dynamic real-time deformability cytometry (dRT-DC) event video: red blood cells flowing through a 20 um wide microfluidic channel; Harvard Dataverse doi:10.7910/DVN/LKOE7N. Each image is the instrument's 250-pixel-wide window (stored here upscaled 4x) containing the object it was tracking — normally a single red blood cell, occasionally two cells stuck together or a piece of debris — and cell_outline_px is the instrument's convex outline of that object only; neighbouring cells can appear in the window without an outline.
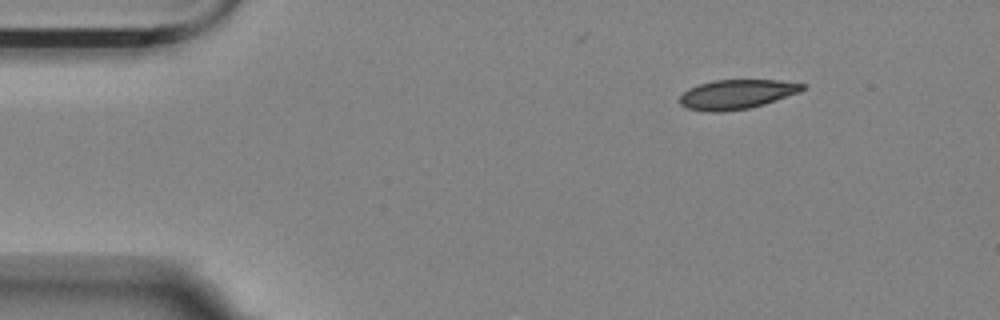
{"species": "Egyptian fruit bat (a non-hibernating species)", "species_latin": "Rousettus aegyptiacus", "temperature_condition": "room temperature", "stored_images_in_passage": 3, "camera_frame_rate_fps": 3000, "um_per_image_px": 0.085, "animal": {"sex": "female"}, "frame": {"image": 1, "passage_image": 1, "time_ms": 0.0, "image_size_px": [1000, 320], "cell_outline_px": [[808, 84], [800, 92], [764, 104], [748, 108], [720, 112], [712, 112], [688, 108], [680, 104], [680, 96], [688, 88], [712, 80], [780, 80]], "centroid_in_image_um": [62.64, 8.0], "position_along_channel_um": 22.4, "area_um2": 20.98}}